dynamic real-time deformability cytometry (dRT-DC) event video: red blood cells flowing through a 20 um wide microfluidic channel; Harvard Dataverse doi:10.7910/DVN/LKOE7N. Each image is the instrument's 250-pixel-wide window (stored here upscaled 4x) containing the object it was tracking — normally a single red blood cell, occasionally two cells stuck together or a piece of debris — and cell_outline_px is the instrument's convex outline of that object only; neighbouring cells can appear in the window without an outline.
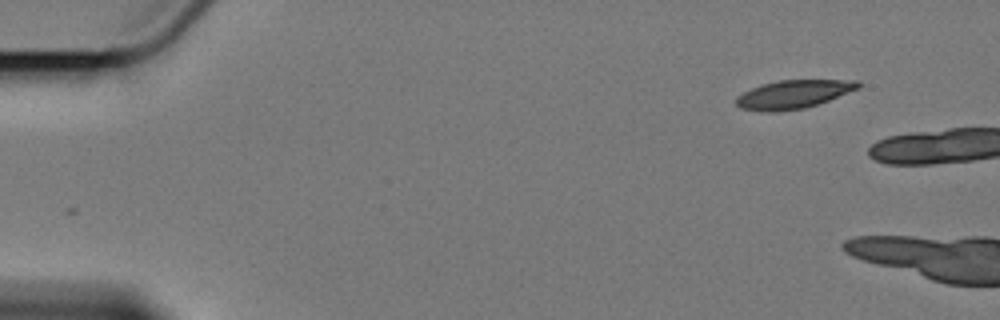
{"species": "Egyptian fruit bat (a non-hibernating species)", "species_latin": "Rousettus aegyptiacus", "temperature_condition": "cold", "stored_images_in_passage": 3, "segment_of_instrument_passage": [2, 2], "camera_frame_rate_fps": 3000, "um_per_image_px": 0.085, "animal": {"sex": "female"}, "frame": {"image": 1, "passage_image": 3, "time_ms": 3.333, "image_size_px": [1000, 320], "cell_outline_px": [[860, 88], [828, 100], [804, 108], [772, 112], [768, 112], [740, 108], [736, 104], [736, 96], [760, 84], [776, 80], [860, 80]], "centroid_in_image_um": [67.42, 8.0], "position_along_channel_um": 17.6, "area_um2": 20.11}}